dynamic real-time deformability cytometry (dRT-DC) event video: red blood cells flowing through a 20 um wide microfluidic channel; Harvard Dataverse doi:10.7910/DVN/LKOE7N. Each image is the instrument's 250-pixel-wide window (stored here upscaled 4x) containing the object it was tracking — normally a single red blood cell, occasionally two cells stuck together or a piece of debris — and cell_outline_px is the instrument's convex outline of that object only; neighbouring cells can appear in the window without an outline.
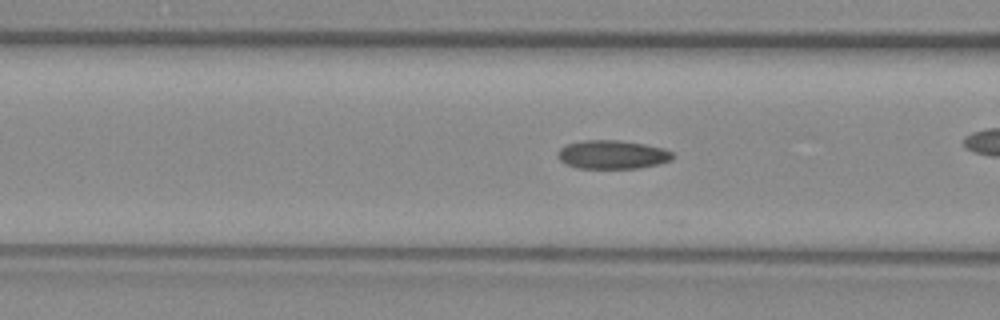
{"species": "common noctule bat (a hibernating species)", "species_latin": "Nyctalus noctula", "temperature_condition": "warm", "stored_images_in_passage": 24, "camera_frame_rate_fps": 3000, "um_per_image_px": 0.085, "animal": {"sex": "female", "body_mass_g": 29.2, "forearm_length_mm": 56.3}, "frame": {"image": 1, "passage_image": 4, "time_ms": 1.0, "image_size_px": [1000, 320], "cell_outline_px": [[672, 160], [660, 164], [640, 168], [576, 168], [564, 164], [556, 156], [556, 152], [560, 148], [568, 144], [584, 140], [620, 140], [644, 144], [664, 148], [672, 152]], "centroid_in_image_um": [52.03, 13.14], "position_along_channel_um": 114.6, "area_um2": 19.36}}